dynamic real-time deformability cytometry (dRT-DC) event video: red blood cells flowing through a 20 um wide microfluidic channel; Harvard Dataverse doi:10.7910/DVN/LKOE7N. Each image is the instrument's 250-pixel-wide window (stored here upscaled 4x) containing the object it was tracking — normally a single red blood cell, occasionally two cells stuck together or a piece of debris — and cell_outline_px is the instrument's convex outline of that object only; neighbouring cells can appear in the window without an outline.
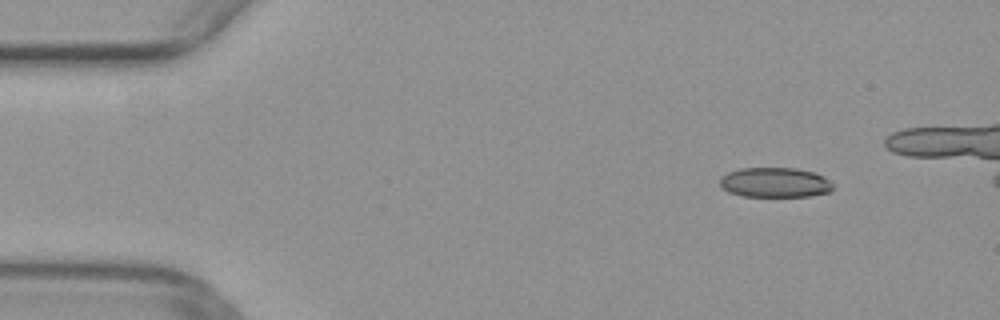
{"species": "common noctule bat (a hibernating species)", "species_latin": "Nyctalus noctula", "temperature_condition": "warm", "stored_images_in_passage": 42, "camera_frame_rate_fps": 3000, "um_per_image_px": 0.085, "animal": {"sex": "female", "body_mass_g": 29.2, "forearm_length_mm": 56.3}, "frame": {"image": 1, "passage_image": 4, "time_ms": 1.0, "image_size_px": [1000, 320], "cell_outline_px": [[832, 192], [808, 196], [744, 196], [728, 192], [720, 184], [720, 176], [728, 172], [740, 168], [796, 168], [816, 172], [824, 176], [832, 184]], "centroid_in_image_um": [65.88, 15.5], "position_along_channel_um": 19.1, "area_um2": 19.77}}
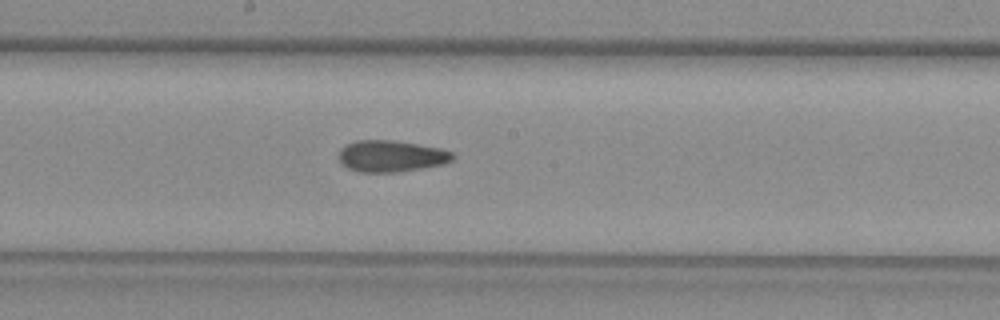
{"frame": {"image": 2, "passage_image": 25, "time_ms": 8.0, "image_size_px": [1000, 320], "cell_outline_px": [[456, 156], [452, 160], [444, 164], [396, 172], [360, 172], [348, 168], [340, 164], [340, 148], [356, 140], [392, 140], [440, 148], [452, 152]], "centroid_in_image_um": [33.25, 13.27], "position_along_channel_um": 215.0, "area_um2": 20.81}}
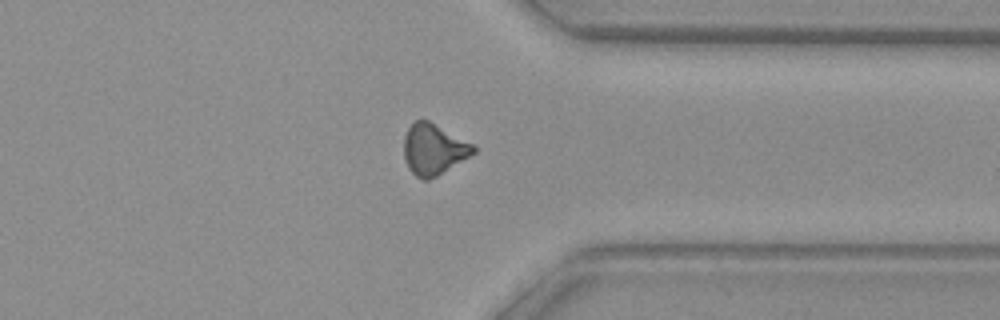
{"frame": {"image": 3, "passage_image": 37, "time_ms": 12.0, "image_size_px": [1000, 320], "cell_outline_px": [[476, 152], [436, 176], [428, 180], [424, 180], [416, 176], [408, 168], [404, 160], [404, 136], [408, 128], [416, 120], [428, 120], [476, 144]], "centroid_in_image_um": [36.87, 12.68], "position_along_channel_um": 374.5, "area_um2": 20.69}}